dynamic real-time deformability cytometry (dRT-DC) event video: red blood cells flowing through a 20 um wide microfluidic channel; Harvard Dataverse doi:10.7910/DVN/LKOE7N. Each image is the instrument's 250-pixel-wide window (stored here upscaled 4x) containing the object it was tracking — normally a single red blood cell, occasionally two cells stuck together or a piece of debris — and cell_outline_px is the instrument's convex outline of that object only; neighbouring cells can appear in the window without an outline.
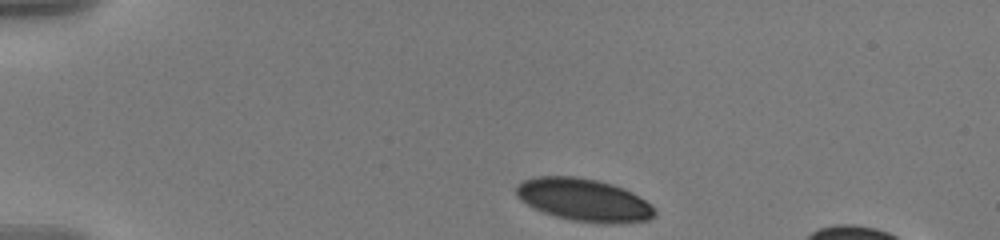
{"species": "human", "species_latin": "Homo sapiens", "temperature_condition": "warm", "stored_images_in_passage": 45, "camera_frame_rate_fps": 3000, "um_per_image_px": 0.085, "donor": {"sex": "male"}, "frame": {"image": 1, "passage_image": 1, "time_ms": 0.0, "image_size_px": [1000, 240], "cell_outline_px": [[656, 216], [648, 220], [612, 224], [604, 224], [572, 220], [556, 216], [544, 212], [520, 200], [516, 196], [516, 184], [524, 180], [536, 176], [576, 176], [596, 180], [612, 184], [632, 192], [644, 200], [656, 212]], "centroid_in_image_um": [49.61, 16.99], "position_along_channel_um": 35.4, "area_um2": 34.22}}
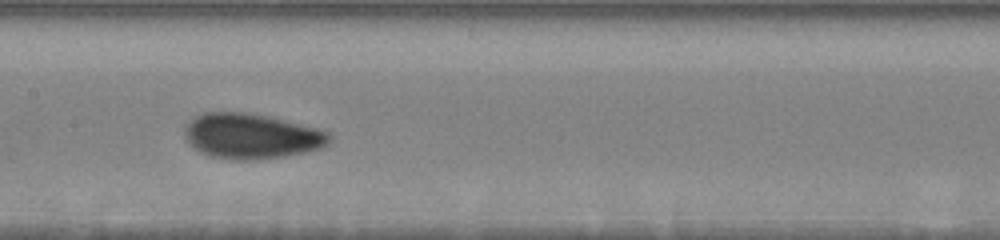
{"frame": {"image": 2, "passage_image": 19, "time_ms": 6.0, "image_size_px": [1000, 240], "cell_outline_px": [[332, 140], [328, 144], [320, 148], [304, 152], [284, 156], [256, 160], [232, 160], [212, 156], [200, 152], [184, 136], [184, 128], [196, 116], [204, 112], [244, 112], [272, 116], [316, 128], [328, 132], [332, 136]], "centroid_in_image_um": [21.4, 11.56], "position_along_channel_um": 186.0, "area_um2": 38.15}}
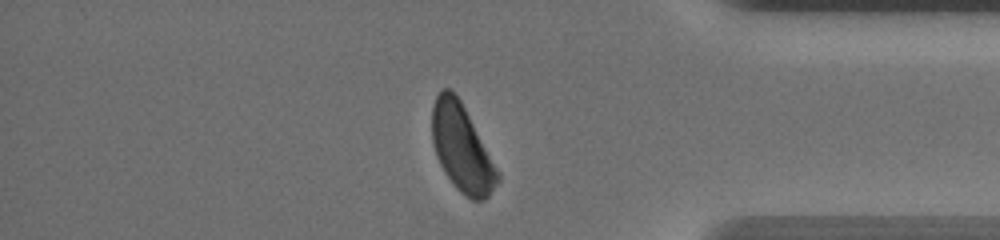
{"frame": {"image": 3, "passage_image": 38, "time_ms": 12.333, "image_size_px": [1000, 240], "cell_outline_px": [[500, 180], [488, 196], [484, 200], [472, 200], [460, 192], [452, 184], [444, 172], [436, 156], [432, 144], [432, 108], [436, 96], [444, 88], [448, 88], [460, 100], [500, 176]], "centroid_in_image_um": [39.22, 12.63], "position_along_channel_um": 396.0, "area_um2": 32.48}}